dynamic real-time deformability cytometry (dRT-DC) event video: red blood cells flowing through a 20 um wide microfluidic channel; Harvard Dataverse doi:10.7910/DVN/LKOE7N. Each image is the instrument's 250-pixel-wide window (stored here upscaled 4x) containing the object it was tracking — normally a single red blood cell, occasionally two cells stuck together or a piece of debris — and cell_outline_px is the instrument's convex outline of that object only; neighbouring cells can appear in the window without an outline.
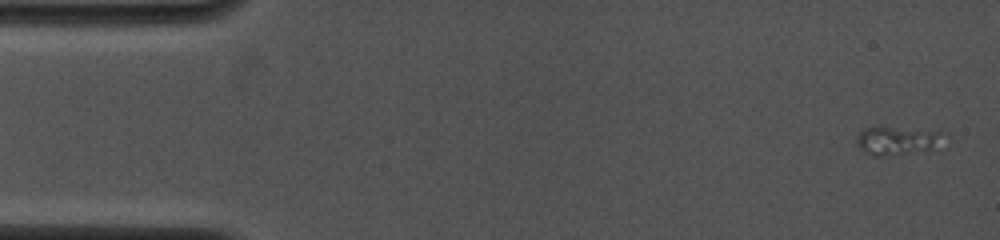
{"species": "common noctule bat (a hibernating species)", "species_latin": "Nyctalus noctula", "temperature_condition": "cold", "stored_images_in_passage": 7, "camera_frame_rate_fps": 4000, "um_per_image_px": 0.085, "animal": {"sex": "female", "body_mass_g": 19.0, "forearm_length_mm": 53.3}, "frame": {"image": 1, "passage_image": 1, "time_ms": 0.0, "image_size_px": [1000, 240], "cell_outline_px": [[952, 140], [944, 148], [884, 156], [872, 156], [864, 152], [856, 144], [856, 136], [864, 128], [888, 128], [948, 132]], "centroid_in_image_um": [76.49, 11.98], "position_along_channel_um": 8.5, "area_um2": 15.09}}